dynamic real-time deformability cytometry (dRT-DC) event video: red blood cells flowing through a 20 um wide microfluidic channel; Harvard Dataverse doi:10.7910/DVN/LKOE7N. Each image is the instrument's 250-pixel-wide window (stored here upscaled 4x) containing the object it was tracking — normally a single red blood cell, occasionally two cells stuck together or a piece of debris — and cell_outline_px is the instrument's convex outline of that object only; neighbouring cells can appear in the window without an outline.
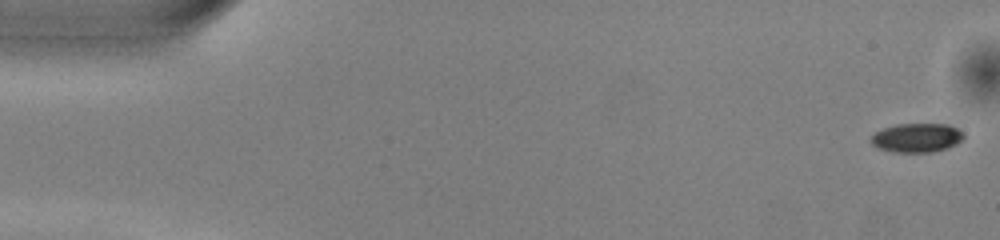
{"species": "common noctule bat (a hibernating species)", "species_latin": "Nyctalus noctula", "temperature_condition": "warm", "stored_images_in_passage": 51, "camera_frame_rate_fps": 3000, "um_per_image_px": 0.085, "animal": {"sex": "male", "body_mass_g": 13.0, "forearm_length_mm": 53.1}, "frame": {"image": 1, "passage_image": 1, "time_ms": 0.0, "image_size_px": [1000, 240], "cell_outline_px": [[964, 136], [956, 144], [948, 148], [932, 152], [892, 152], [876, 148], [868, 140], [876, 132], [884, 128], [896, 124], [948, 124], [956, 128]], "centroid_in_image_um": [77.87, 11.72], "position_along_channel_um": 7.1, "area_um2": 15.66}}
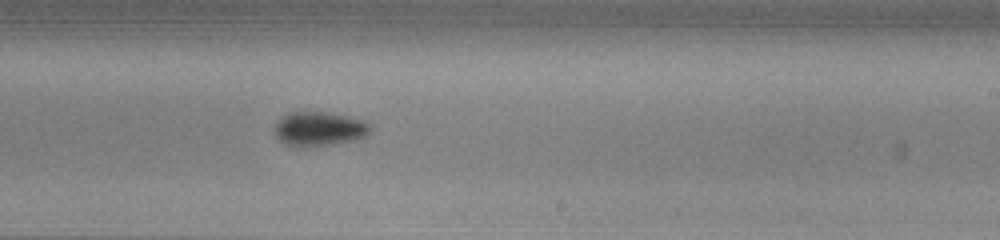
{"frame": {"image": 2, "passage_image": 31, "time_ms": 10.0, "image_size_px": [1000, 240], "cell_outline_px": [[372, 128], [368, 136], [356, 140], [332, 144], [300, 148], [296, 148], [284, 144], [276, 136], [272, 128], [288, 112], [328, 112], [360, 120], [368, 124]], "centroid_in_image_um": [27.1, 10.98], "position_along_channel_um": 261.9, "area_um2": 19.25}}
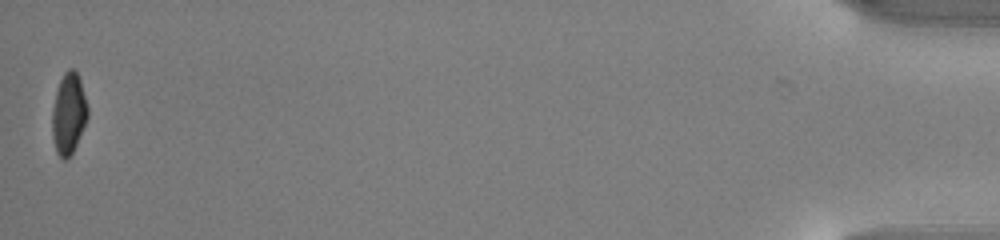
{"frame": {"image": 3, "passage_image": 51, "time_ms": 16.667, "image_size_px": [1000, 240], "cell_outline_px": [[88, 116], [76, 144], [72, 152], [64, 160], [56, 152], [52, 136], [52, 108], [56, 92], [60, 80], [64, 72], [68, 68], [72, 68], [76, 72], [80, 80], [88, 108]], "centroid_in_image_um": [5.82, 9.64], "position_along_channel_um": 429.4, "area_um2": 16.53}, "authors_computed_cell_mechanics": {"area_um2": 17.5712, "velocity_mm_per_s": 4.0219, "shape_relaxation_time_tau1_ms": 2.1411, "shape_relaxation_time_tau2_ms": null, "deformation_change_tau1": 0.1076, "deformation_change_tau2": null}}